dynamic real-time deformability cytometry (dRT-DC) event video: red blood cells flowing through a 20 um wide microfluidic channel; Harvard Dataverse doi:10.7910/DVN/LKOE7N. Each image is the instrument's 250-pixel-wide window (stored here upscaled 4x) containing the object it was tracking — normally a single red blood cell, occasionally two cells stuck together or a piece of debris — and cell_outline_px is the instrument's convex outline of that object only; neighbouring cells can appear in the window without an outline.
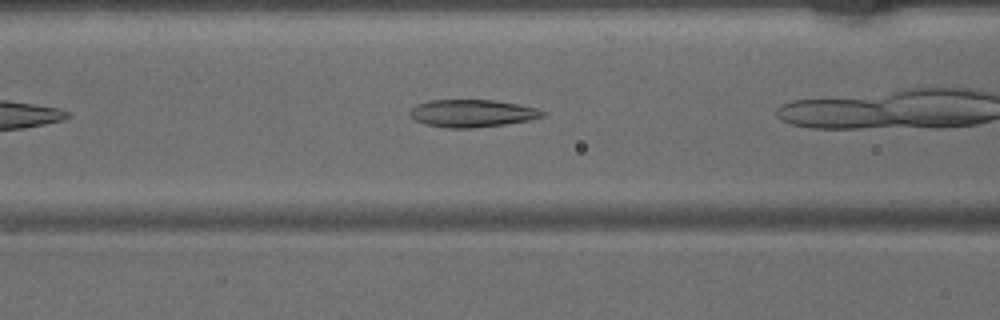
{"species": "common noctule bat (a hibernating species)", "species_latin": "Nyctalus noctula", "temperature_condition": "warm", "stored_images_in_passage": 11, "camera_frame_rate_fps": 3000, "um_per_image_px": 0.085, "animal": {"sex": "male", "body_mass_g": 15.6}, "frame": {"image": 1, "passage_image": 4, "time_ms": 1.0, "image_size_px": [1000, 320], "cell_outline_px": [[548, 112], [544, 116], [528, 120], [504, 124], [472, 128], [448, 128], [424, 124], [416, 120], [408, 112], [416, 104], [428, 100], [496, 100], [536, 108]], "centroid_in_image_um": [40.12, 9.62], "position_along_channel_um": 126.5, "area_um2": 21.21}}